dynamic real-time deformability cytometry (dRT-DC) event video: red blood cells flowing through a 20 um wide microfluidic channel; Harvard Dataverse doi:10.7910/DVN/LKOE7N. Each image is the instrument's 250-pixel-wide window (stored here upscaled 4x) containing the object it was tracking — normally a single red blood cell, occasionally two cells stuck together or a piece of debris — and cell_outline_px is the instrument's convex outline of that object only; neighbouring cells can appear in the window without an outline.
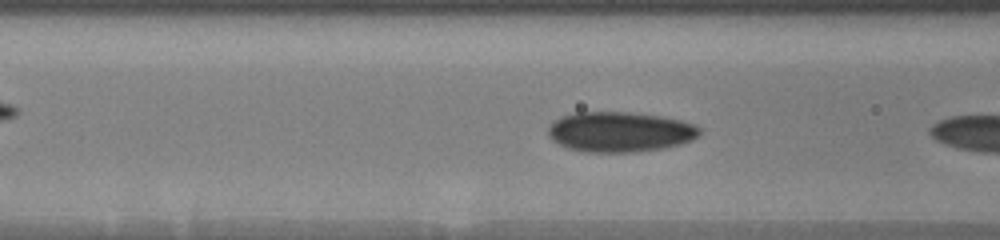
{"species": "human", "species_latin": "Homo sapiens", "temperature_condition": "warm", "stored_images_in_passage": 31, "camera_frame_rate_fps": 3000, "um_per_image_px": 0.085, "donor": {"sex": "male"}, "frame": {"image": 1, "passage_image": 5, "time_ms": 1.0, "image_size_px": [1000, 240], "cell_outline_px": [[704, 132], [700, 136], [692, 140], [680, 144], [664, 148], [632, 152], [584, 152], [568, 148], [552, 140], [548, 136], [548, 128], [552, 120], [560, 116], [576, 112], [632, 112], [664, 116], [696, 124]], "centroid_in_image_um": [52.71, 11.2], "position_along_channel_um": 113.9, "area_um2": 36.01}}
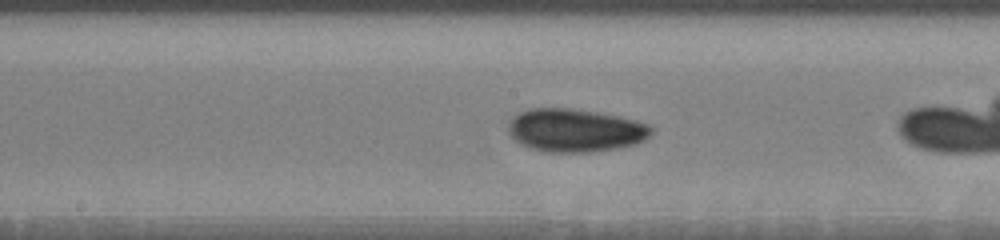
{"frame": {"image": 2, "passage_image": 13, "time_ms": 3.333, "image_size_px": [1000, 240], "cell_outline_px": [[652, 132], [644, 140], [636, 144], [616, 148], [588, 152], [544, 152], [528, 148], [520, 144], [508, 132], [508, 124], [512, 116], [520, 112], [532, 108], [572, 108], [620, 116], [636, 120], [648, 124], [652, 128]], "centroid_in_image_um": [48.87, 11.07], "position_along_channel_um": 199.3, "area_um2": 36.07}}
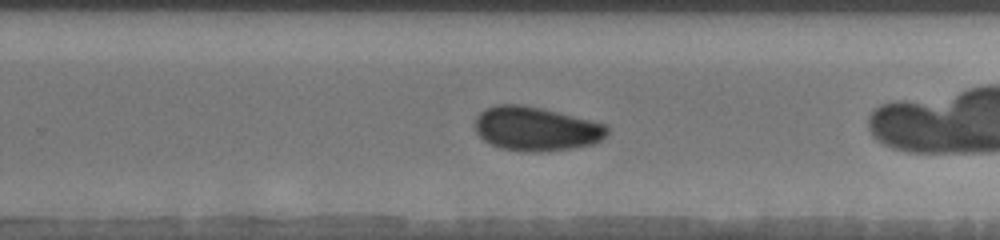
{"frame": {"image": 3, "passage_image": 21, "time_ms": 5.667, "image_size_px": [1000, 240], "cell_outline_px": [[608, 132], [600, 140], [592, 144], [568, 148], [540, 152], [532, 152], [500, 148], [484, 140], [476, 132], [476, 120], [480, 112], [496, 104], [520, 104], [540, 108], [608, 124]], "centroid_in_image_um": [45.56, 10.94], "position_along_channel_um": 284.2, "area_um2": 33.52}, "authors_computed_cell_mechanics": {"area_um2": 35.4892, "velocity_mm_per_s": 3.6527, "shape_relaxation_time_tau1_ms": 3.5815, "shape_relaxation_time_tau2_ms": null, "deformation_change_tau1": 0.0741, "deformation_change_tau2": null}}